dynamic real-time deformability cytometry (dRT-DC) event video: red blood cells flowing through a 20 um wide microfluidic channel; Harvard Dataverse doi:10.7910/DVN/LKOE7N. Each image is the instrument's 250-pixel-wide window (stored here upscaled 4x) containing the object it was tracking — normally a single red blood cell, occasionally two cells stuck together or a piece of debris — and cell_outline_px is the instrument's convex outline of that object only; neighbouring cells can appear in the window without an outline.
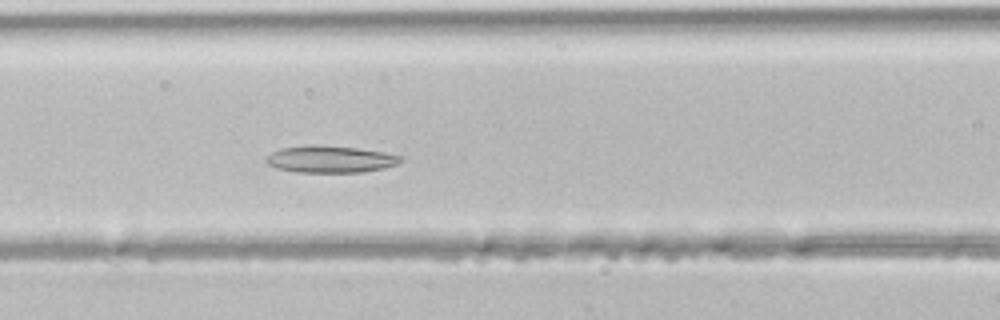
{"species": "common noctule bat (a hibernating species)", "species_latin": "Nyctalus noctula", "temperature_condition": "room temperature", "stored_images_in_passage": 25, "camera_frame_rate_fps": 3000, "um_per_image_px": 0.085, "animal": {"sex": "male", "body_mass_g": 21.5, "forearm_length_mm": 52.0}, "frame": {"image": 1, "passage_image": 8, "time_ms": 2.333, "image_size_px": [1000, 320], "cell_outline_px": [[404, 160], [396, 164], [384, 168], [360, 172], [296, 172], [276, 168], [268, 164], [264, 160], [272, 152], [280, 148], [304, 144], [312, 144], [356, 148], [384, 152], [404, 156]], "centroid_in_image_um": [28.06, 13.52], "position_along_channel_um": 138.5, "area_um2": 21.27}}
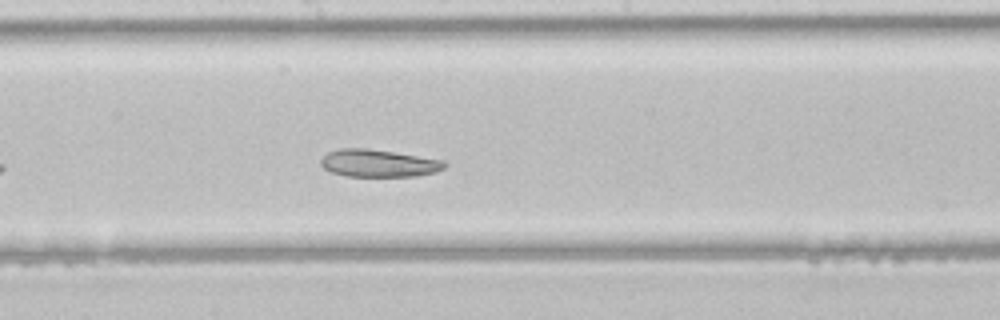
{"frame": {"image": 2, "passage_image": 13, "time_ms": 4.0, "image_size_px": [1000, 320], "cell_outline_px": [[448, 164], [444, 168], [436, 172], [416, 176], [344, 176], [332, 172], [324, 168], [320, 164], [320, 160], [328, 152], [340, 148], [368, 148], [444, 160]], "centroid_in_image_um": [32.18, 13.87], "position_along_channel_um": 216.0, "area_um2": 19.83}}
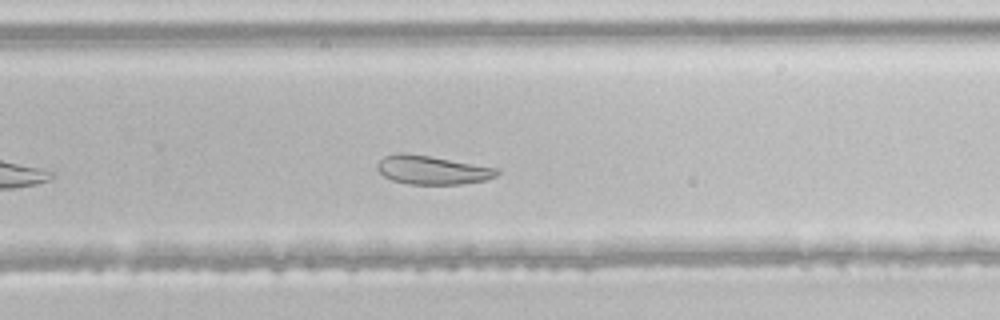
{"frame": {"image": 3, "passage_image": 18, "time_ms": 5.667, "image_size_px": [1000, 320], "cell_outline_px": [[500, 172], [496, 176], [484, 180], [460, 184], [408, 184], [392, 180], [384, 176], [376, 168], [376, 164], [384, 156], [396, 152], [404, 152], [428, 156], [496, 168]], "centroid_in_image_um": [36.67, 14.44], "position_along_channel_um": 293.1, "area_um2": 19.83}}